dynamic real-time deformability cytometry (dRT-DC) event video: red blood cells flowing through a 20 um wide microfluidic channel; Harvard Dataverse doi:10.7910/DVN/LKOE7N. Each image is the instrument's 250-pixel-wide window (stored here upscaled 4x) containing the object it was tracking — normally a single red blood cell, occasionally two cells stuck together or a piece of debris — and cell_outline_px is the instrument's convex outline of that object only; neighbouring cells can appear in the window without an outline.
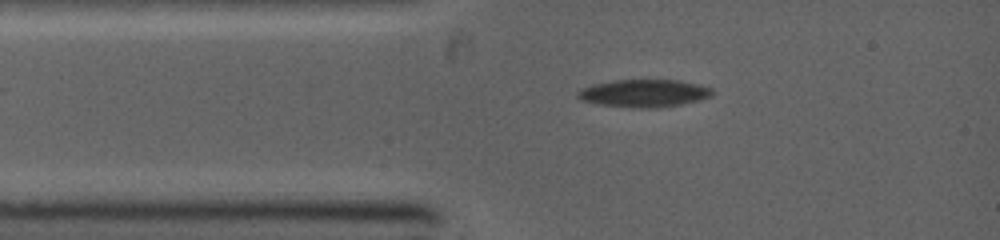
{"species": "common noctule bat (a hibernating species)", "species_latin": "Nyctalus noctula", "temperature_condition": "warm", "stored_images_in_passage": 5, "camera_frame_rate_fps": 5000, "um_per_image_px": 0.085, "animal": {"sex": "female", "body_mass_g": 19.0, "forearm_length_mm": 53.3}, "frame": {"image": 1, "passage_image": 2, "time_ms": 1.2, "image_size_px": [1000, 240], "cell_outline_px": [[712, 96], [680, 104], [656, 108], [640, 108], [596, 104], [580, 100], [576, 96], [576, 92], [580, 88], [592, 84], [612, 80], [680, 80], [700, 84], [712, 88]], "centroid_in_image_um": [54.68, 7.91], "position_along_channel_um": 30.3, "area_um2": 21.79}}
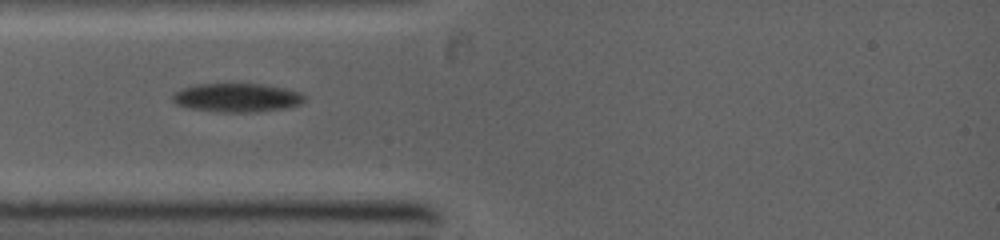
{"frame": {"image": 2, "passage_image": 3, "time_ms": 2.2, "image_size_px": [1000, 240], "cell_outline_px": [[304, 100], [300, 104], [288, 108], [256, 112], [216, 112], [188, 108], [176, 104], [172, 100], [172, 92], [180, 88], [192, 84], [268, 84], [300, 92], [304, 96]], "centroid_in_image_um": [20.09, 8.3], "position_along_channel_um": 64.9, "area_um2": 22.48}}
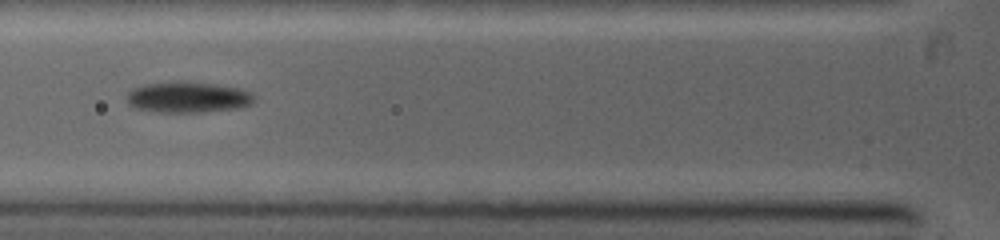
{"frame": {"image": 3, "passage_image": 4, "time_ms": 3.2, "image_size_px": [1000, 240], "cell_outline_px": [[252, 100], [248, 104], [240, 108], [200, 112], [152, 112], [136, 108], [128, 104], [128, 92], [132, 88], [144, 84], [172, 80], [188, 80], [216, 84], [240, 88], [252, 92]], "centroid_in_image_um": [15.92, 8.24], "position_along_channel_um": 109.9, "area_um2": 23.35}}